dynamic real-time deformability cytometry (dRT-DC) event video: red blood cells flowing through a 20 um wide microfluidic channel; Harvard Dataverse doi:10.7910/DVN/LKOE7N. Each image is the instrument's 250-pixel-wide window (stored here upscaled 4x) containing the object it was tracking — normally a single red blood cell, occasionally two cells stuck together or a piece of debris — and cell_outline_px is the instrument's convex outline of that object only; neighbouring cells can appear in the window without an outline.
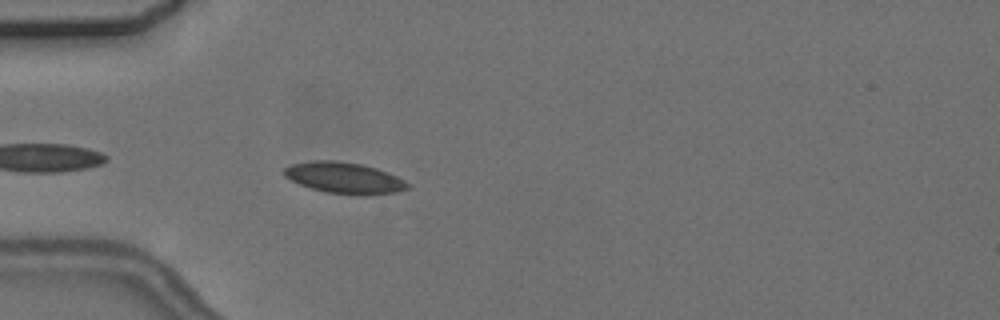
{"species": "common noctule bat (a hibernating species)", "species_latin": "Nyctalus noctula", "temperature_condition": "cold", "stored_images_in_passage": 5, "camera_frame_rate_fps": 3000, "um_per_image_px": 0.085, "animal": {"sex": "female", "body_mass_g": 24.6, "forearm_length_mm": 56.2}, "frame": {"image": 1, "passage_image": 5, "time_ms": 4.667, "image_size_px": [1000, 320], "cell_outline_px": [[412, 184], [408, 188], [396, 192], [364, 196], [324, 192], [300, 184], [284, 176], [284, 168], [292, 164], [312, 160], [336, 160], [360, 164], [376, 168], [388, 172]], "centroid_in_image_um": [29.29, 15.12], "position_along_channel_um": 55.7, "area_um2": 22.54}}